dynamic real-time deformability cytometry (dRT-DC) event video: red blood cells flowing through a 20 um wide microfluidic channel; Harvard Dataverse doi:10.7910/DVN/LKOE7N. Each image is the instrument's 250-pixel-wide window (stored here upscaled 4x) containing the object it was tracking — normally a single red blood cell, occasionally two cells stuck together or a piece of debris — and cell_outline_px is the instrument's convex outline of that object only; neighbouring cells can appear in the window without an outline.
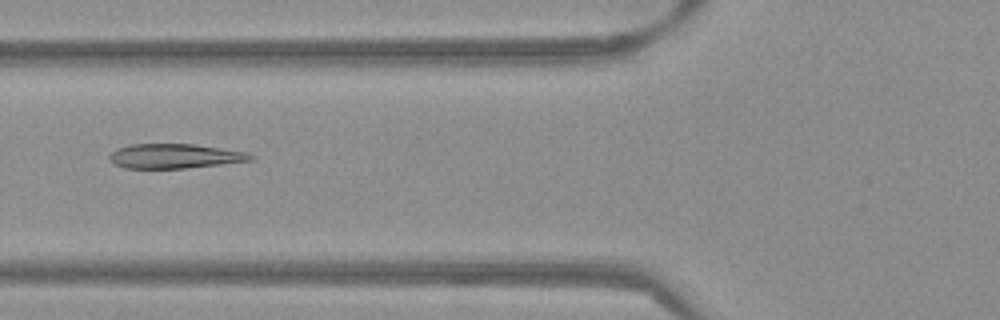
{"species": "Egyptian fruit bat (a non-hibernating species)", "species_latin": "Rousettus aegyptiacus", "temperature_condition": "warm", "stored_images_in_passage": 29, "camera_frame_rate_fps": 3000, "um_per_image_px": 0.085, "frame": {"image": 1, "passage_image": 8, "time_ms": 2.333, "image_size_px": [1000, 320], "cell_outline_px": [[252, 160], [220, 164], [184, 168], [124, 168], [112, 164], [108, 160], [108, 156], [116, 148], [132, 144], [196, 144], [248, 152], [252, 156]], "centroid_in_image_um": [14.79, 13.26], "position_along_channel_um": 111.0, "area_um2": 20.23}}
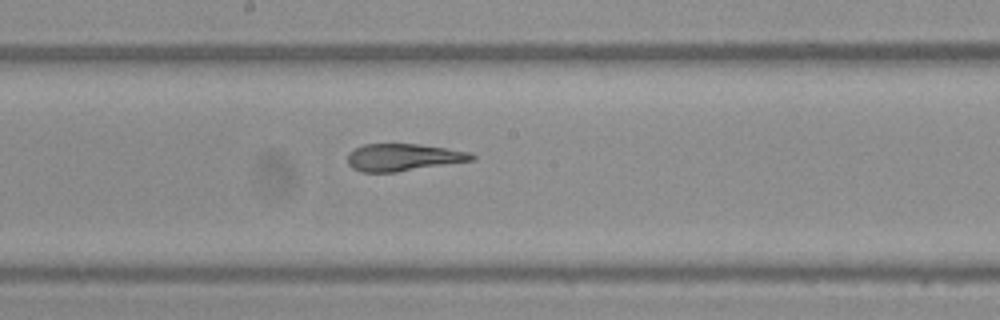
{"frame": {"image": 2, "passage_image": 16, "time_ms": 5.0, "image_size_px": [1000, 320], "cell_outline_px": [[476, 156], [472, 160], [396, 172], [360, 172], [352, 168], [348, 164], [348, 152], [364, 144], [420, 144], [472, 152]], "centroid_in_image_um": [34.26, 13.37], "position_along_channel_um": 213.9, "area_um2": 19.65}}
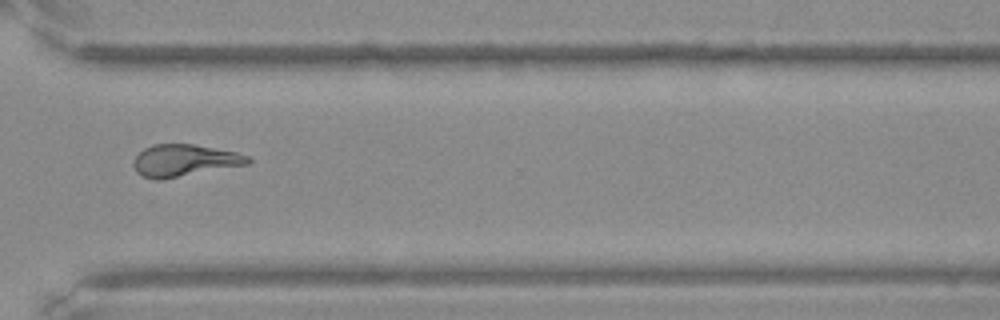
{"frame": {"image": 3, "passage_image": 27, "time_ms": 8.667, "image_size_px": [1000, 320], "cell_outline_px": [[252, 160], [248, 164], [164, 180], [152, 180], [140, 176], [136, 172], [132, 164], [136, 156], [144, 148], [152, 144], [192, 144], [236, 152], [248, 156]], "centroid_in_image_um": [15.63, 13.66], "position_along_channel_um": 355.0, "area_um2": 21.56}, "authors_computed_cell_mechanics": {"area_um2": 20.3456, "velocity_mm_per_s": 3.8432, "shape_relaxation_time_tau1_ms": null, "shape_relaxation_time_tau2_ms": 1.8576, "deformation_change_tau1": null, "deformation_change_tau2": 0.0873}}